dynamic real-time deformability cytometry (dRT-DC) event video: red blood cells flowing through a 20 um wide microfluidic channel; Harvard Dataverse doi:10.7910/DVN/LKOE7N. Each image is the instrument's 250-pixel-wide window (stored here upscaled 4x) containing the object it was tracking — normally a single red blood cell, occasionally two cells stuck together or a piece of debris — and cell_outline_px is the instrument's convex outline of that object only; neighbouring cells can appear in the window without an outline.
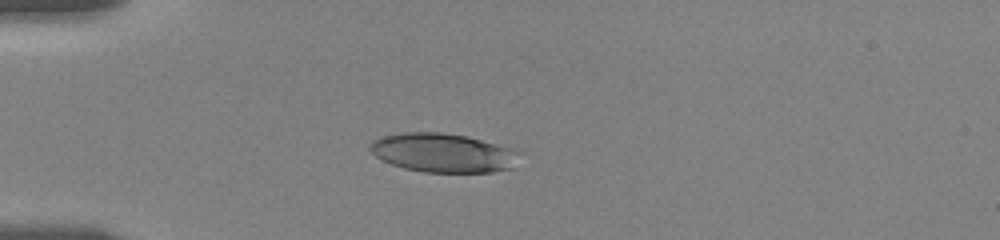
{"species": "human", "species_latin": "Homo sapiens", "temperature_condition": "room temperature", "stored_images_in_passage": 21, "camera_frame_rate_fps": 3000, "um_per_image_px": 0.085, "donor": {"sex": "female"}, "frame": {"image": 1, "passage_image": 4, "time_ms": 3.333, "image_size_px": [1000, 240], "cell_outline_px": [[524, 152], [512, 168], [492, 172], [424, 172], [404, 168], [392, 164], [376, 156], [368, 148], [372, 140], [384, 136], [404, 132], [440, 132], [464, 136], [480, 140]], "centroid_in_image_um": [37.68, 12.99], "position_along_channel_um": 47.3, "area_um2": 33.76}}
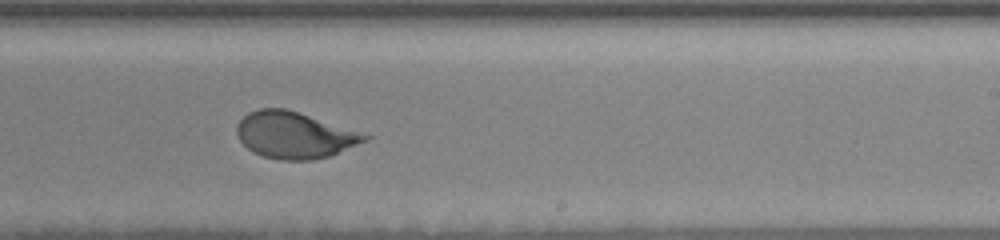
{"frame": {"image": 2, "passage_image": 10, "time_ms": 10.0, "image_size_px": [1000, 240], "cell_outline_px": [[372, 136], [368, 140], [328, 156], [312, 160], [280, 160], [264, 156], [252, 152], [240, 140], [236, 132], [236, 124], [248, 112], [260, 108], [284, 108]], "centroid_in_image_um": [24.98, 11.49], "position_along_channel_um": 264.0, "area_um2": 34.16}}
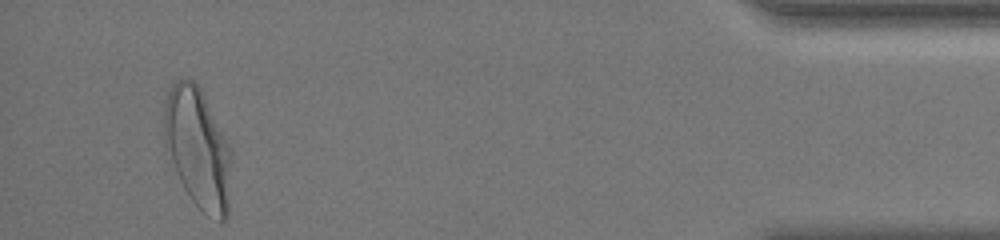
{"frame": {"image": 3, "passage_image": 20, "time_ms": 16.0, "image_size_px": [1000, 240], "cell_outline_px": [[228, 216], [224, 220], [220, 220], [204, 212], [192, 200], [184, 188], [164, 148], [164, 104], [168, 92], [172, 84], [176, 80], [192, 80], [200, 88], [228, 144]], "centroid_in_image_um": [16.74, 12.57], "position_along_channel_um": 418.5, "area_um2": 45.66}, "authors_computed_cell_mechanics": {"area_um2": 35.0268, "velocity_mm_per_s": 3.5822, "shape_relaxation_time_tau1_ms": 3.2393, "shape_relaxation_time_tau2_ms": null, "deformation_change_tau1": 0.127, "deformation_change_tau2": null}}